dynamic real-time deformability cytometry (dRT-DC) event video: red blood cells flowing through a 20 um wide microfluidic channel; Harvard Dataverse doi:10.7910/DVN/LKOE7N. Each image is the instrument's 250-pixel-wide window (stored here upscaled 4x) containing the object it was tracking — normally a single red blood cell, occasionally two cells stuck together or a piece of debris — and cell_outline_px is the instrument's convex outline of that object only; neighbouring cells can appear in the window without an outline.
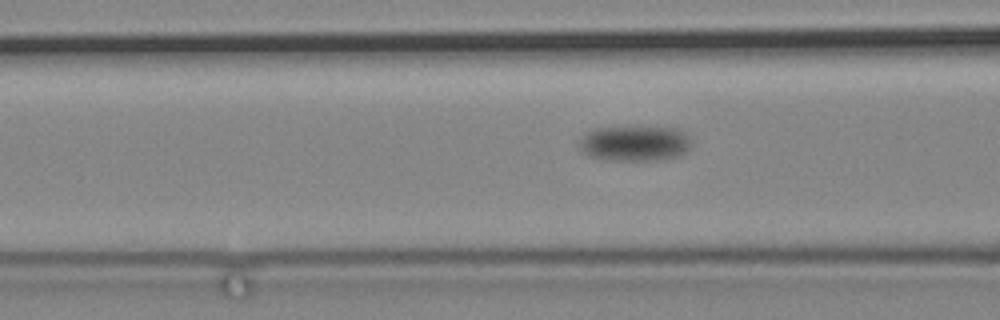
{"species": "common noctule bat (a hibernating species)", "species_latin": "Nyctalus noctula", "temperature_condition": "cold", "stored_images_in_passage": 65, "camera_frame_rate_fps": 3000, "um_per_image_px": 0.085, "animal": {"sex": "male", "body_mass_g": 19.2, "forearm_length_mm": 51.8}, "frame": {"image": 1, "passage_image": 20, "time_ms": 6.333, "image_size_px": [1000, 320], "cell_outline_px": [[692, 140], [688, 148], [680, 156], [664, 160], [608, 160], [588, 156], [580, 152], [580, 136], [592, 128], [680, 128]], "centroid_in_image_um": [53.93, 12.2], "position_along_channel_um": 112.7, "area_um2": 23.24}}
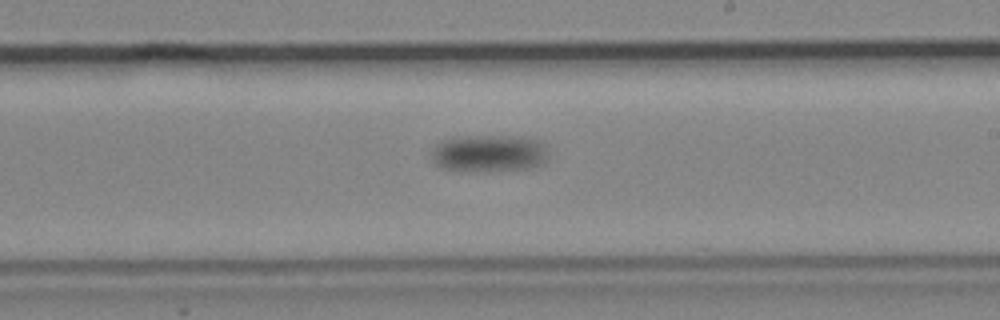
{"frame": {"image": 2, "passage_image": 36, "time_ms": 11.667, "image_size_px": [1000, 320], "cell_outline_px": [[548, 160], [532, 168], [484, 172], [476, 172], [440, 168], [432, 160], [432, 148], [440, 140], [452, 136], [524, 136], [540, 140], [544, 144], [548, 152]], "centroid_in_image_um": [41.57, 13.03], "position_along_channel_um": 247.4, "area_um2": 26.18}}
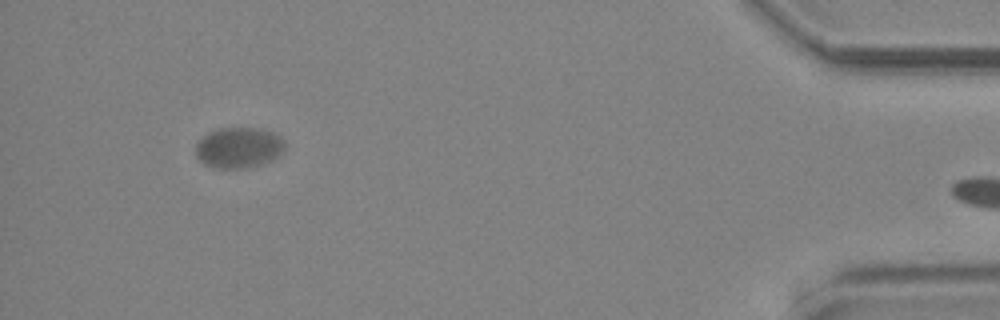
{"frame": {"image": 3, "passage_image": 64, "time_ms": 21.0, "image_size_px": [1000, 320], "cell_outline_px": [[284, 152], [280, 156], [264, 164], [244, 168], [216, 168], [204, 164], [196, 156], [196, 144], [208, 132], [220, 128], [256, 128], [272, 132], [280, 136], [284, 140]], "centroid_in_image_um": [20.32, 12.56], "position_along_channel_um": 414.9, "area_um2": 21.27}}